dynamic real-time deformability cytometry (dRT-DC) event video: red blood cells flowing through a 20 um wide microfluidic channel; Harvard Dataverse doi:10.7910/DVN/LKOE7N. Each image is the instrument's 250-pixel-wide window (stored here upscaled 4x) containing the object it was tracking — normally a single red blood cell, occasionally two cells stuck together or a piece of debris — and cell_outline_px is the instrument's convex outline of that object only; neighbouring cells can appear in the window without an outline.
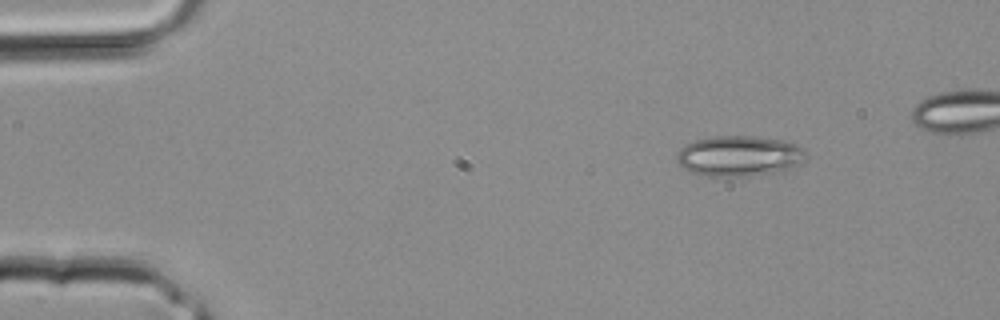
{"species": "common noctule bat (a hibernating species)", "species_latin": "Nyctalus noctula", "temperature_condition": "room temperature", "stored_images_in_passage": 3, "camera_frame_rate_fps": 3000, "um_per_image_px": 0.085, "animal": {"sex": "male", "body_mass_g": 20.4}, "frame": {"image": 1, "passage_image": 1, "time_ms": 0.0, "image_size_px": [1000, 320], "cell_outline_px": [[804, 152], [796, 164], [792, 168], [784, 172], [748, 176], [708, 176], [692, 172], [684, 168], [676, 160], [676, 152], [680, 148], [696, 140], [716, 136], [752, 136], [784, 140], [796, 144], [804, 148]], "centroid_in_image_um": [62.81, 13.26], "position_along_channel_um": 22.2, "area_um2": 30.35}}